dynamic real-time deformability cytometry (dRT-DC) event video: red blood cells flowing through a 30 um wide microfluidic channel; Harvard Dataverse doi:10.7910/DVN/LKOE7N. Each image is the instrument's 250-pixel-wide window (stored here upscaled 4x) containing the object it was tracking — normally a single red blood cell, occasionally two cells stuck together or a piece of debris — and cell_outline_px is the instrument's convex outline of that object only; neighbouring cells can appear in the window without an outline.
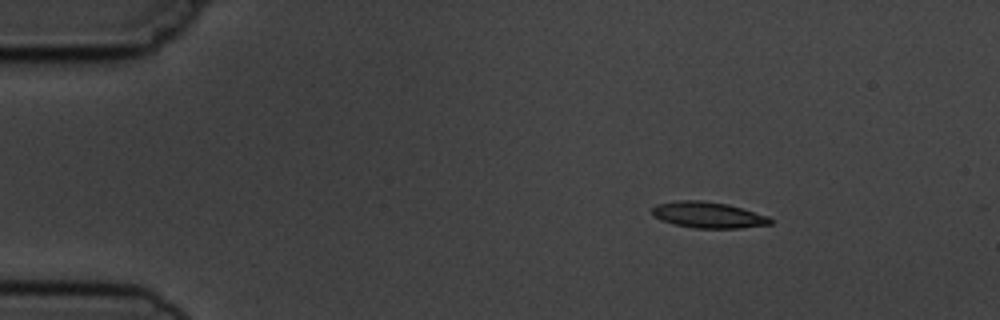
{"species": "common noctule bat (a hibernating species)", "species_latin": "Nyctalus noctula", "temperature_condition": "cold", "stored_images_in_passage": 3, "camera_frame_rate_fps": 3000, "um_per_image_px": 0.085, "animal": {"sex": "male", "body_mass_g": 19.5, "forearm_length_mm": 54.6}, "frame": {"image": 1, "passage_image": 1, "time_ms": 0.0, "image_size_px": [1000, 320], "cell_outline_px": [[772, 224], [740, 228], [692, 228], [672, 224], [660, 220], [652, 216], [652, 208], [656, 204], [676, 200], [700, 200], [728, 204], [768, 216], [772, 220]], "centroid_in_image_um": [60.14, 18.27], "position_along_channel_um": 24.9, "area_um2": 18.15}}